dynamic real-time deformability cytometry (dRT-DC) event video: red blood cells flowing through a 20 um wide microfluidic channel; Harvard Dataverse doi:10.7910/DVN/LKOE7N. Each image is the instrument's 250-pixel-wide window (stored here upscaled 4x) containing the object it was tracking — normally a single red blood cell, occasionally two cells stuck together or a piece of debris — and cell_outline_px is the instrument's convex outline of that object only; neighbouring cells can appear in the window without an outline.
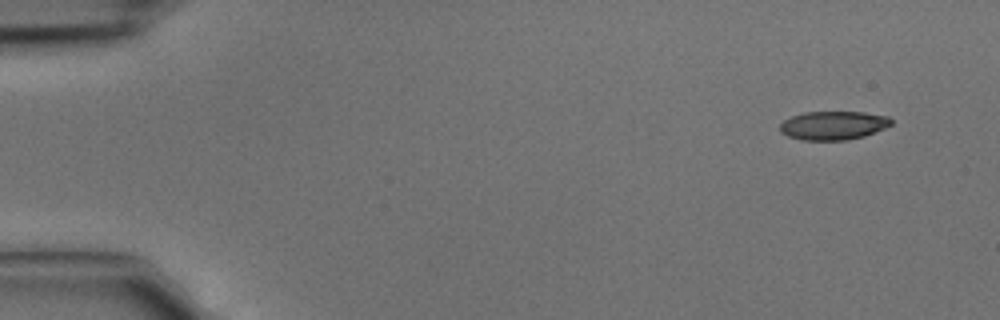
{"species": "common noctule bat (a hibernating species)", "species_latin": "Nyctalus noctula", "temperature_condition": "cold", "stored_images_in_passage": 4, "camera_frame_rate_fps": 3000, "um_per_image_px": 0.085, "animal": {"sex": "male", "body_mass_g": 15.6}, "frame": {"image": 1, "passage_image": 1, "time_ms": 0.0, "image_size_px": [1000, 320], "cell_outline_px": [[892, 124], [884, 128], [864, 136], [848, 140], [800, 140], [788, 136], [780, 132], [780, 124], [784, 120], [792, 116], [804, 112], [864, 112], [888, 116], [892, 120]], "centroid_in_image_um": [70.82, 10.66], "position_along_channel_um": 14.2, "area_um2": 18.61}}
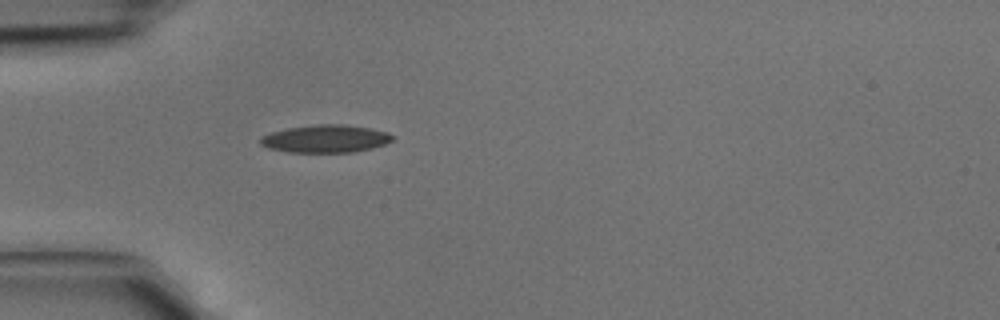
{"frame": {"image": 2, "passage_image": 4, "time_ms": 1.0, "image_size_px": [1000, 320], "cell_outline_px": [[396, 136], [392, 140], [384, 144], [372, 148], [352, 152], [288, 152], [268, 148], [260, 144], [260, 136], [272, 132], [288, 128], [320, 124], [344, 124], [368, 128], [388, 132]], "centroid_in_image_um": [27.67, 11.79], "position_along_channel_um": 57.3, "area_um2": 21.27}}